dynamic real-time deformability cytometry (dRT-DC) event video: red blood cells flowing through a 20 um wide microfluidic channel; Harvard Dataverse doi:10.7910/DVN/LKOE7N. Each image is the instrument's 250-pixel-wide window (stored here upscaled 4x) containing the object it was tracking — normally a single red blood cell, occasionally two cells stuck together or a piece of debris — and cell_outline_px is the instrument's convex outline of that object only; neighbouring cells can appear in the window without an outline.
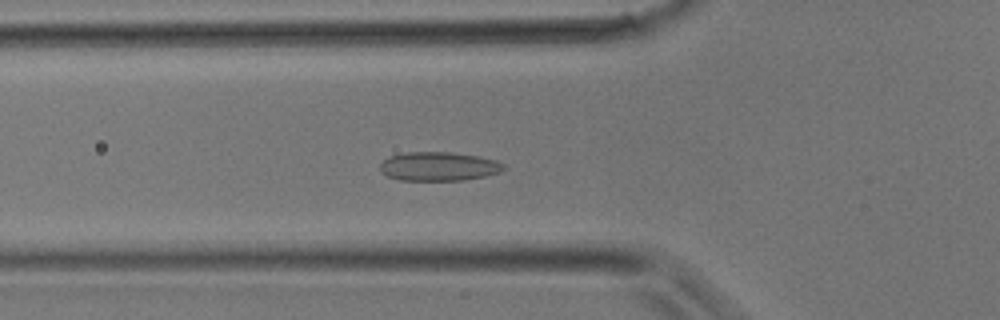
{"species": "common noctule bat (a hibernating species)", "species_latin": "Nyctalus noctula", "temperature_condition": "room temperature", "stored_images_in_passage": 32, "camera_frame_rate_fps": 3000, "um_per_image_px": 0.085, "animal": {"sex": "male", "body_mass_g": 17.9}, "frame": {"image": 1, "passage_image": 13, "time_ms": 4.0, "image_size_px": [1000, 320], "cell_outline_px": [[504, 168], [500, 172], [484, 176], [464, 180], [400, 180], [388, 176], [380, 172], [380, 164], [388, 156], [408, 152], [448, 152], [480, 156], [496, 160], [504, 164]], "centroid_in_image_um": [37.28, 14.14], "position_along_channel_um": 88.5, "area_um2": 20.81}}
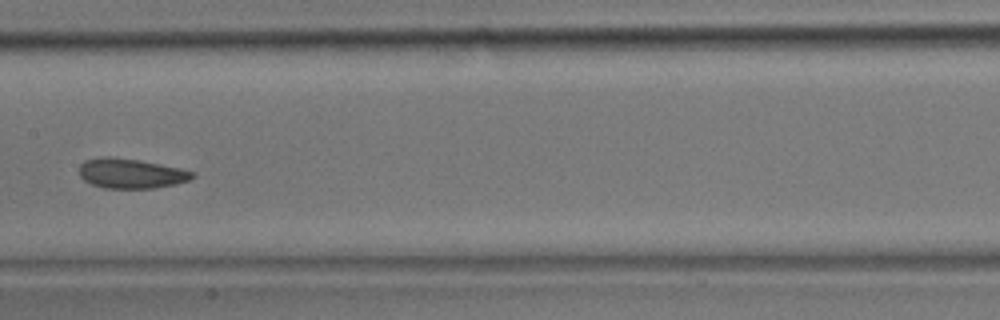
{"frame": {"image": 2, "passage_image": 19, "time_ms": 6.0, "image_size_px": [1000, 320], "cell_outline_px": [[196, 176], [188, 180], [176, 184], [156, 188], [104, 188], [92, 184], [84, 180], [80, 176], [80, 164], [84, 160], [100, 156], [112, 156], [140, 160], [180, 168], [192, 172]], "centroid_in_image_um": [11.11, 14.73], "position_along_channel_um": 196.3, "area_um2": 19.77}}
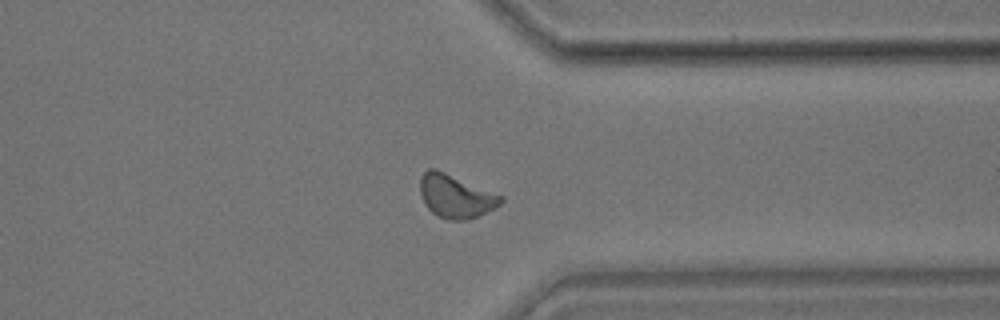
{"frame": {"image": 3, "passage_image": 29, "time_ms": 9.333, "image_size_px": [1000, 320], "cell_outline_px": [[504, 200], [496, 208], [480, 216], [468, 220], [448, 220], [436, 216], [424, 204], [420, 196], [420, 176], [428, 168], [436, 168], [504, 196]], "centroid_in_image_um": [38.73, 16.69], "position_along_channel_um": 372.7, "area_um2": 20.81}}